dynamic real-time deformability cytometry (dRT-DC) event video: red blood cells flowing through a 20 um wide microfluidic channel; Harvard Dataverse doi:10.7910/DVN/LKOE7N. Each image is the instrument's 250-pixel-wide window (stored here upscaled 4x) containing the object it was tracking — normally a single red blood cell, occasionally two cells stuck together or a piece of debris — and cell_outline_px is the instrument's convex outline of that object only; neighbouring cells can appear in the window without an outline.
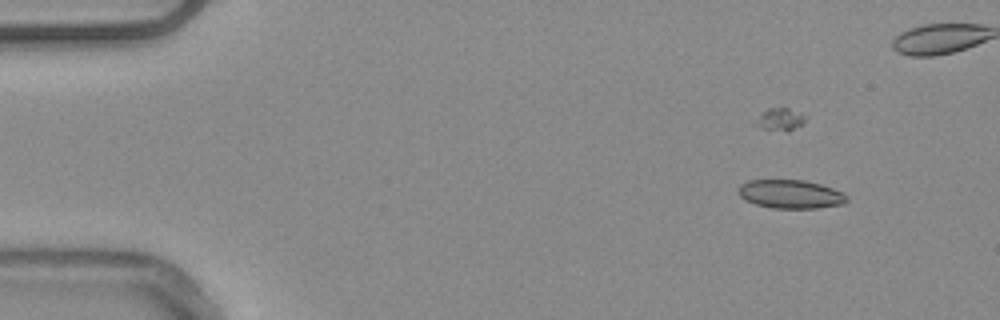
{"species": "common noctule bat (a hibernating species)", "species_latin": "Nyctalus noctula", "temperature_condition": "warm", "stored_images_in_passage": 50, "camera_frame_rate_fps": 3000, "um_per_image_px": 0.085, "animal": {"sex": "male", "body_mass_g": 20.4}, "frame": {"image": 1, "passage_image": 8, "time_ms": 2.333, "image_size_px": [1000, 320], "cell_outline_px": [[848, 200], [844, 204], [816, 208], [772, 208], [756, 204], [744, 200], [740, 196], [740, 184], [748, 180], [804, 180], [820, 184], [844, 192], [848, 196]], "centroid_in_image_um": [67.23, 16.5], "position_along_channel_um": 17.8, "area_um2": 18.09}}